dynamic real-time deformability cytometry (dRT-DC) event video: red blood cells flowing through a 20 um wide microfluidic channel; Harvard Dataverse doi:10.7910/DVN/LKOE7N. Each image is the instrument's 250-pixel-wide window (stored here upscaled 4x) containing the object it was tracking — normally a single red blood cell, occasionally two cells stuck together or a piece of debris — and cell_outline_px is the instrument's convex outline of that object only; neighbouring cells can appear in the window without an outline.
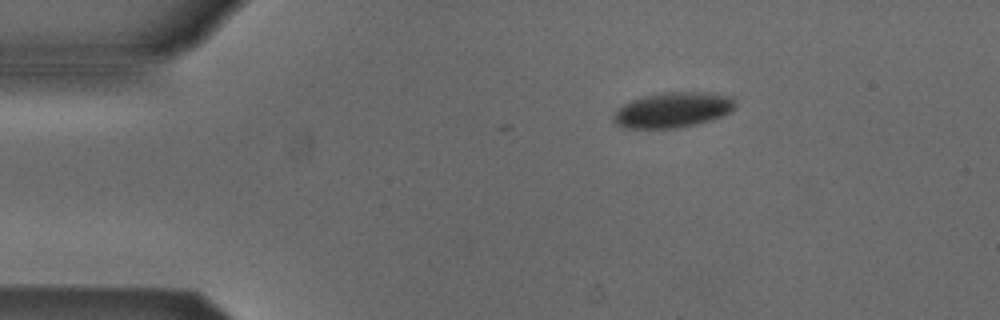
{"species": "Egyptian fruit bat (a non-hibernating species)", "species_latin": "Rousettus aegyptiacus", "temperature_condition": "cold", "stored_images_in_passage": 4, "camera_frame_rate_fps": 3000, "um_per_image_px": 0.085, "animal": {"sex": "male"}, "frame": {"image": 1, "passage_image": 1, "time_ms": 0.0, "image_size_px": [1000, 320], "cell_outline_px": [[736, 108], [724, 116], [712, 120], [696, 124], [676, 128], [620, 128], [612, 120], [612, 116], [616, 108], [632, 100], [644, 96], [660, 92], [712, 92], [732, 96], [736, 100]], "centroid_in_image_um": [57.21, 9.34], "position_along_channel_um": 27.8, "area_um2": 25.61}}
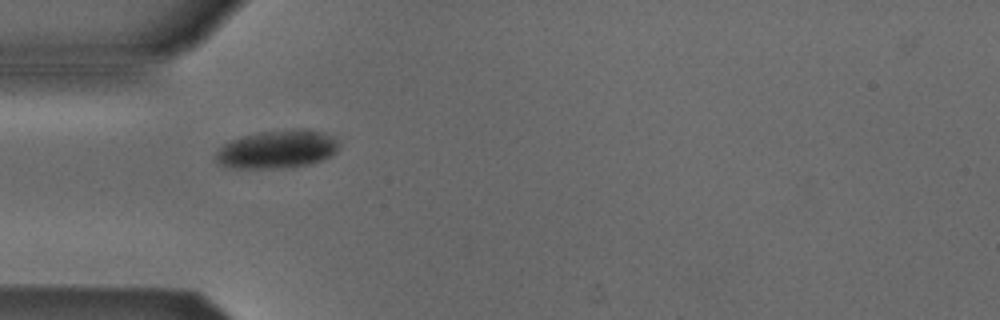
{"frame": {"image": 2, "passage_image": 3, "time_ms": 2.333, "image_size_px": [1000, 320], "cell_outline_px": [[340, 144], [336, 152], [332, 156], [324, 160], [308, 164], [284, 168], [232, 168], [220, 164], [216, 160], [216, 152], [224, 144], [232, 140], [244, 136], [260, 132], [324, 132], [332, 136]], "centroid_in_image_um": [23.55, 12.74], "position_along_channel_um": 61.4, "area_um2": 26.47}}
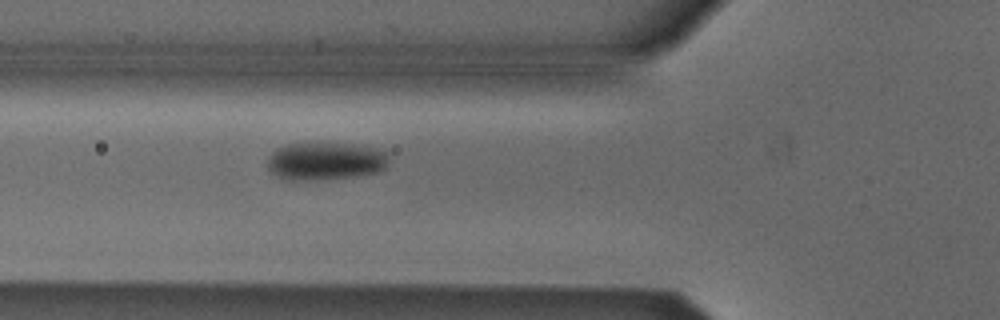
{"frame": {"image": 3, "passage_image": 4, "time_ms": 3.333, "image_size_px": [1000, 320], "cell_outline_px": [[388, 164], [380, 172], [356, 176], [312, 180], [288, 180], [276, 176], [268, 168], [268, 160], [272, 152], [276, 148], [288, 144], [348, 144], [372, 148], [384, 152], [388, 156]], "centroid_in_image_um": [27.64, 13.72], "position_along_channel_um": 98.2, "area_um2": 26.36}}